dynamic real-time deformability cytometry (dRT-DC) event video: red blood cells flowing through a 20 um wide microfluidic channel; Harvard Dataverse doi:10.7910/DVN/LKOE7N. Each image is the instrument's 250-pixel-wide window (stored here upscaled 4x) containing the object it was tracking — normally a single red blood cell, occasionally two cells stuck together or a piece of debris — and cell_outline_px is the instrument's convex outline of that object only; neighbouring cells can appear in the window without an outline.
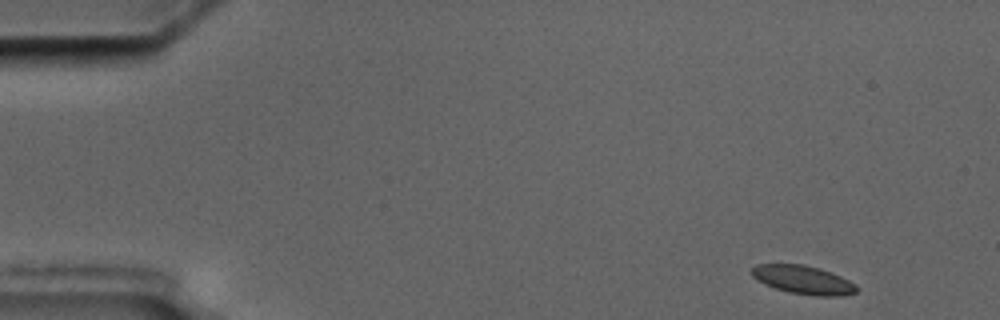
{"species": "common noctule bat (a hibernating species)", "species_latin": "Nyctalus noctula", "temperature_condition": "cold", "stored_images_in_passage": 6, "camera_frame_rate_fps": 3000, "um_per_image_px": 0.085, "animal": {"sex": "male", "body_mass_g": 17.5, "forearm_length_mm": 52.3}, "frame": {"image": 1, "passage_image": 1, "time_ms": 0.0, "image_size_px": [1000, 320], "cell_outline_px": [[856, 292], [844, 296], [812, 296], [788, 292], [764, 284], [752, 276], [752, 268], [756, 264], [804, 264], [820, 268], [832, 272], [856, 284]], "centroid_in_image_um": [68.28, 23.79], "position_along_channel_um": 16.7, "area_um2": 17.51}}
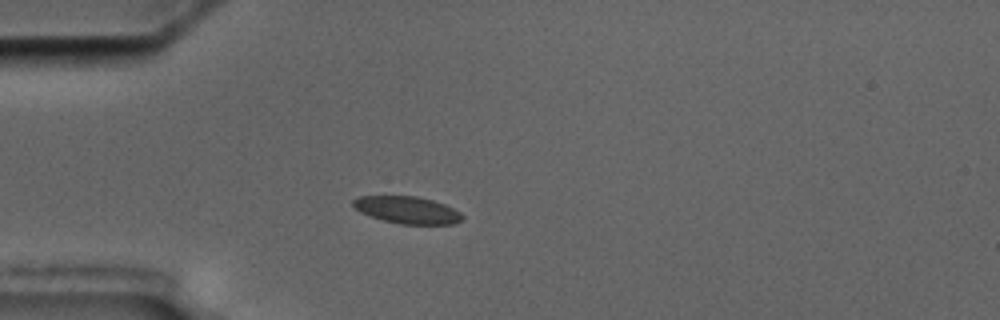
{"frame": {"image": 2, "passage_image": 4, "time_ms": 3.667, "image_size_px": [1000, 320], "cell_outline_px": [[464, 216], [460, 220], [452, 224], [400, 224], [384, 220], [360, 212], [352, 204], [352, 200], [360, 196], [416, 196], [432, 200], [444, 204], [460, 212]], "centroid_in_image_um": [34.61, 17.84], "position_along_channel_um": 50.4, "area_um2": 17.05}}
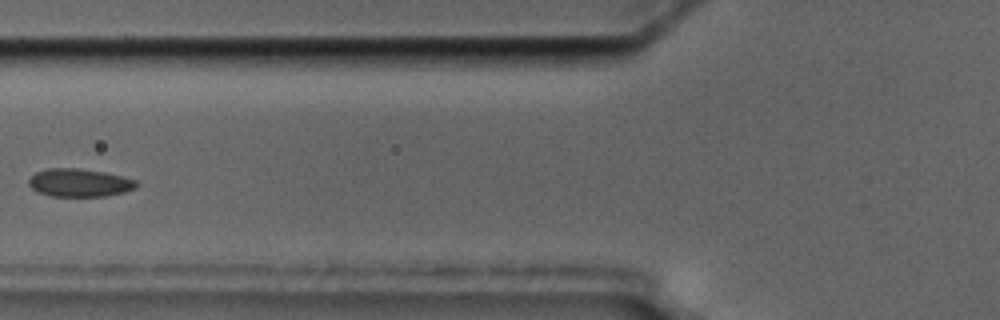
{"frame": {"image": 3, "passage_image": 6, "time_ms": 6.0, "image_size_px": [1000, 320], "cell_outline_px": [[140, 184], [136, 188], [124, 192], [104, 196], [52, 196], [36, 192], [28, 184], [28, 180], [36, 172], [48, 168], [80, 168], [104, 172], [136, 180]], "centroid_in_image_um": [6.75, 15.53], "position_along_channel_um": 119.1, "area_um2": 17.63}}